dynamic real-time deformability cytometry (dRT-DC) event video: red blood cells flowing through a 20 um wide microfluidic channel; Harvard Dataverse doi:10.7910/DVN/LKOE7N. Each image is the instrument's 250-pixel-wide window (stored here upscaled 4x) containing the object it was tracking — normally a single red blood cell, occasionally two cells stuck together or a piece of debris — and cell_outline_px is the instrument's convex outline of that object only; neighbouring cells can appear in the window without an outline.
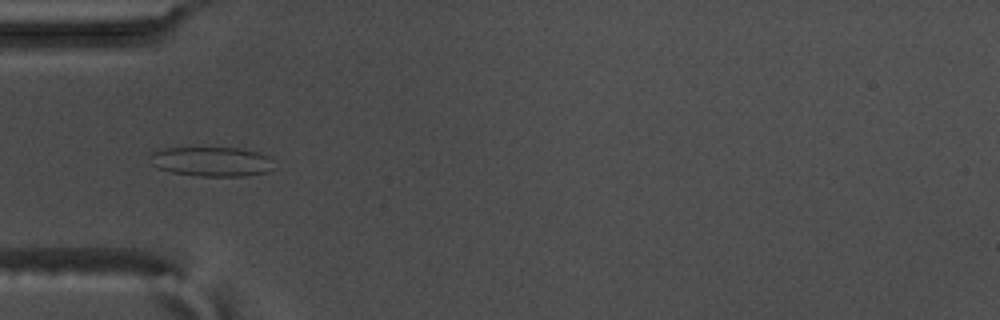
{"species": "common noctule bat (a hibernating species)", "species_latin": "Nyctalus noctula", "temperature_condition": "warm", "stored_images_in_passage": 57, "camera_frame_rate_fps": 3000, "um_per_image_px": 0.085, "animal": {"sex": "male", "body_mass_g": 17.5, "forearm_length_mm": 52.3}, "frame": {"image": 1, "passage_image": 19, "time_ms": 6.0, "image_size_px": [1000, 320], "cell_outline_px": [[272, 160], [268, 172], [244, 176], [200, 176], [172, 172], [156, 168], [152, 164], [148, 156], [152, 152], [164, 148], [240, 148], [260, 152], [268, 156]], "centroid_in_image_um": [17.95, 13.73], "position_along_channel_um": 67.1, "area_um2": 21.33}}
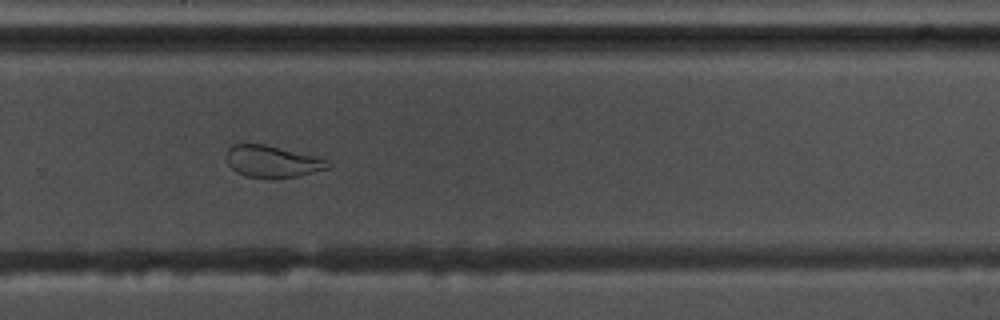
{"frame": {"image": 2, "passage_image": 39, "time_ms": 12.667, "image_size_px": [1000, 320], "cell_outline_px": [[332, 164], [328, 168], [296, 176], [244, 176], [236, 172], [228, 164], [224, 156], [228, 148], [232, 144], [264, 144], [320, 156], [328, 160]], "centroid_in_image_um": [23.14, 13.68], "position_along_channel_um": 306.7, "area_um2": 18.67}}
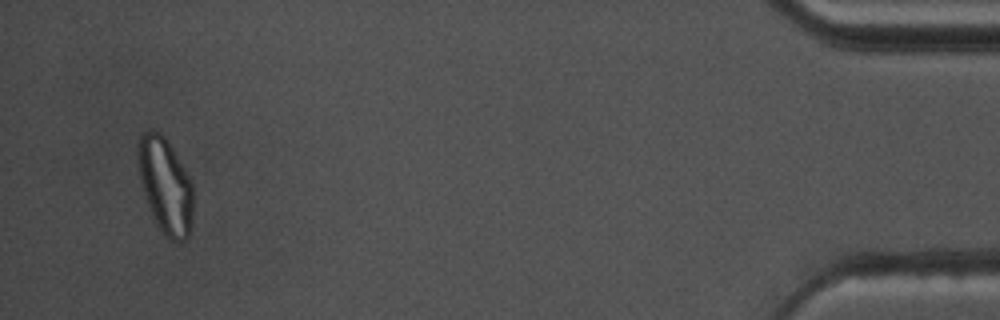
{"frame": {"image": 3, "passage_image": 55, "time_ms": 18.0, "image_size_px": [1000, 320], "cell_outline_px": [[192, 224], [188, 236], [180, 244], [164, 236], [152, 216], [140, 180], [136, 152], [136, 144], [140, 136], [144, 132], [152, 128], [160, 132], [168, 140], [188, 176], [192, 184]], "centroid_in_image_um": [14.03, 15.76], "position_along_channel_um": 421.2, "area_um2": 30.98}, "authors_computed_cell_mechanics": {"area_um2": 25.3164, "velocity_mm_per_s": 3.6066, "shape_relaxation_time_tau1_ms": null, "shape_relaxation_time_tau2_ms": 1.7041, "deformation_change_tau1": null, "deformation_change_tau2": 0.0719}}